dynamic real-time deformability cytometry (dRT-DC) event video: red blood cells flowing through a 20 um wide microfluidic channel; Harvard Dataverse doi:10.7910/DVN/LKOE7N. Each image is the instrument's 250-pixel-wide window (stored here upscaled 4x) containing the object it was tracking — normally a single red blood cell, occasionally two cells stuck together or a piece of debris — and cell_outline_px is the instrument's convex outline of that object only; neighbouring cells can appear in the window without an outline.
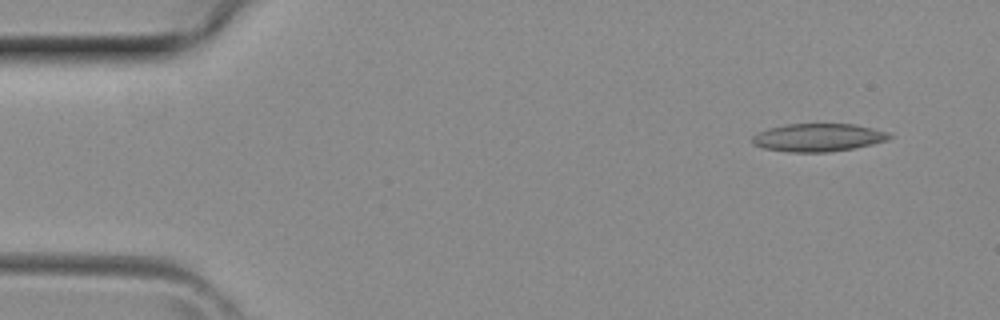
{"species": "common noctule bat (a hibernating species)", "species_latin": "Nyctalus noctula", "temperature_condition": "room temperature", "stored_images_in_passage": 3, "camera_frame_rate_fps": 3000, "um_per_image_px": 0.085, "animal": {"sex": "female", "body_mass_g": 29.2, "forearm_length_mm": 56.3}, "frame": {"image": 1, "passage_image": 1, "time_ms": 0.0, "image_size_px": [1000, 320], "cell_outline_px": [[896, 136], [888, 140], [872, 144], [852, 148], [828, 152], [788, 152], [764, 148], [752, 144], [752, 136], [756, 132], [768, 128], [784, 124], [856, 124], [888, 132]], "centroid_in_image_um": [69.54, 11.68], "position_along_channel_um": 15.5, "area_um2": 22.54}}
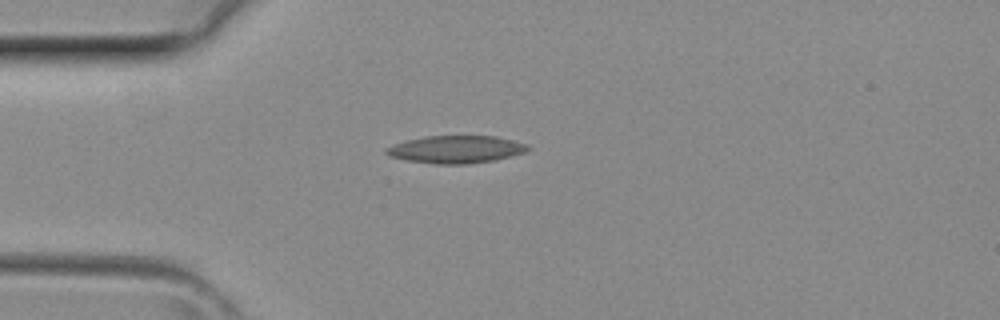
{"frame": {"image": 2, "passage_image": 3, "time_ms": 0.667, "image_size_px": [1000, 320], "cell_outline_px": [[532, 148], [524, 152], [512, 156], [492, 160], [464, 164], [436, 164], [408, 160], [388, 156], [384, 152], [384, 148], [392, 144], [424, 136], [496, 136], [528, 144]], "centroid_in_image_um": [38.74, 12.69], "position_along_channel_um": 46.3, "area_um2": 22.72}}